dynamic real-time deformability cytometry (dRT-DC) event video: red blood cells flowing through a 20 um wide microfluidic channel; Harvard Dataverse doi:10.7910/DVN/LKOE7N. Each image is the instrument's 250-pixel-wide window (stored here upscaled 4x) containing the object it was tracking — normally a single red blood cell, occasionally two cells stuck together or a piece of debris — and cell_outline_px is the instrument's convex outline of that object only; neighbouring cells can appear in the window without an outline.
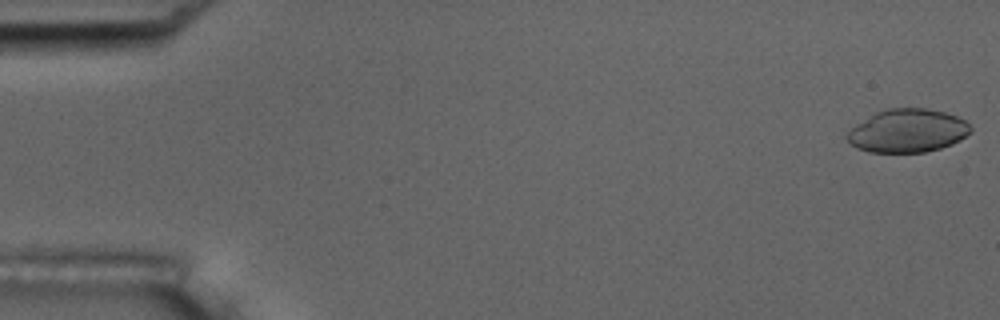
{"species": "common noctule bat (a hibernating species)", "species_latin": "Nyctalus noctula", "temperature_condition": "room temperature", "stored_images_in_passage": 11, "camera_frame_rate_fps": 3000, "um_per_image_px": 0.085, "animal": {"sex": "male", "body_mass_g": 17.5, "forearm_length_mm": 52.3}, "frame": {"image": 1, "passage_image": 1, "time_ms": 0.0, "image_size_px": [1000, 320], "cell_outline_px": [[972, 132], [960, 140], [952, 144], [940, 148], [924, 152], [868, 152], [856, 148], [844, 136], [856, 124], [876, 112], [884, 108], [928, 108], [944, 112], [956, 116], [964, 120], [972, 128]], "centroid_in_image_um": [77.15, 11.11], "position_along_channel_um": 7.9, "area_um2": 31.21}}